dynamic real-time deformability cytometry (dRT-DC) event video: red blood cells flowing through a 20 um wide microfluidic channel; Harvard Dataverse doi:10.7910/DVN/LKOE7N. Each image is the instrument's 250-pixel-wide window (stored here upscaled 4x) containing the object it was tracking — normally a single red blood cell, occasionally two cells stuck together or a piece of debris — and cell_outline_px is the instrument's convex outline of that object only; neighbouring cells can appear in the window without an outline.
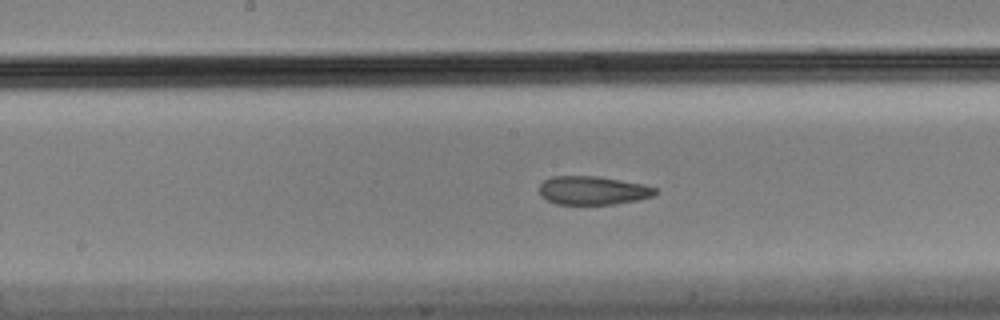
{"species": "Egyptian fruit bat (a non-hibernating species)", "species_latin": "Rousettus aegyptiacus", "temperature_condition": "cold", "stored_images_in_passage": 33, "camera_frame_rate_fps": 3000, "um_per_image_px": 0.085, "animal": {"sex": "male"}, "frame": {"image": 1, "passage_image": 15, "time_ms": 4.667, "image_size_px": [1000, 320], "cell_outline_px": [[660, 192], [652, 196], [636, 200], [612, 204], [556, 204], [540, 196], [540, 184], [544, 180], [552, 176], [600, 176], [644, 184], [656, 188]], "centroid_in_image_um": [50.4, 16.18], "position_along_channel_um": 197.8, "area_um2": 19.36}}
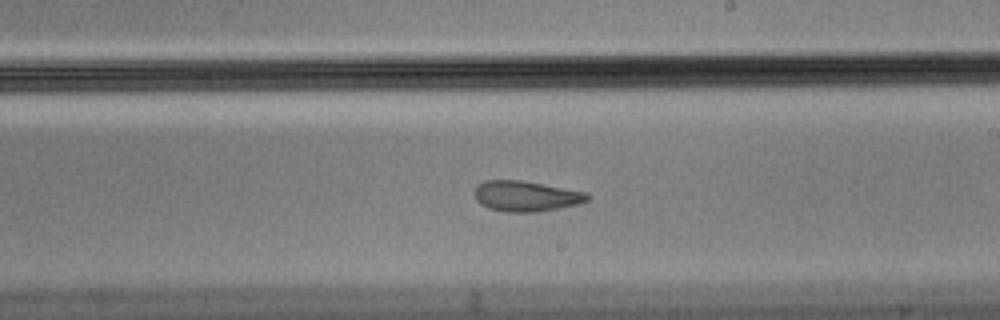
{"frame": {"image": 2, "passage_image": 19, "time_ms": 6.0, "image_size_px": [1000, 320], "cell_outline_px": [[592, 196], [588, 200], [576, 204], [536, 212], [504, 212], [488, 208], [480, 204], [476, 200], [472, 192], [476, 184], [484, 180], [520, 180], [588, 192]], "centroid_in_image_um": [44.65, 16.66], "position_along_channel_um": 244.4, "area_um2": 20.29}}